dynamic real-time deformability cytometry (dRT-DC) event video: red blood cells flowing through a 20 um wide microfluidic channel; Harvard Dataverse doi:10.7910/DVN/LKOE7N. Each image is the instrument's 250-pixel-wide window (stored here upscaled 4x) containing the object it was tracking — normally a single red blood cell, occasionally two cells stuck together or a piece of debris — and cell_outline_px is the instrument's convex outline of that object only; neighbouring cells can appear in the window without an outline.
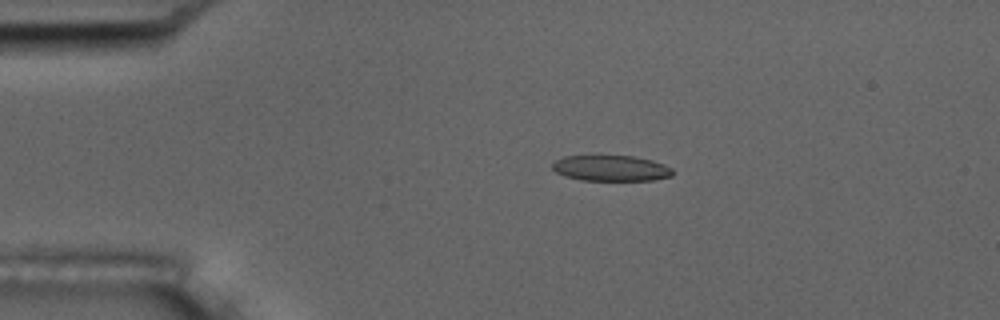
{"species": "common noctule bat (a hibernating species)", "species_latin": "Nyctalus noctula", "temperature_condition": "room temperature", "stored_images_in_passage": 56, "camera_frame_rate_fps": 3000, "um_per_image_px": 0.085, "animal": {"sex": "male", "body_mass_g": 17.5, "forearm_length_mm": 52.3}, "frame": {"image": 1, "passage_image": 12, "time_ms": 3.667, "image_size_px": [1000, 320], "cell_outline_px": [[672, 176], [652, 180], [580, 180], [564, 176], [556, 172], [552, 168], [552, 164], [556, 160], [564, 156], [596, 152], [600, 152], [632, 156], [652, 160], [664, 164], [672, 168]], "centroid_in_image_um": [51.86, 14.23], "position_along_channel_um": 33.1, "area_um2": 19.02}}
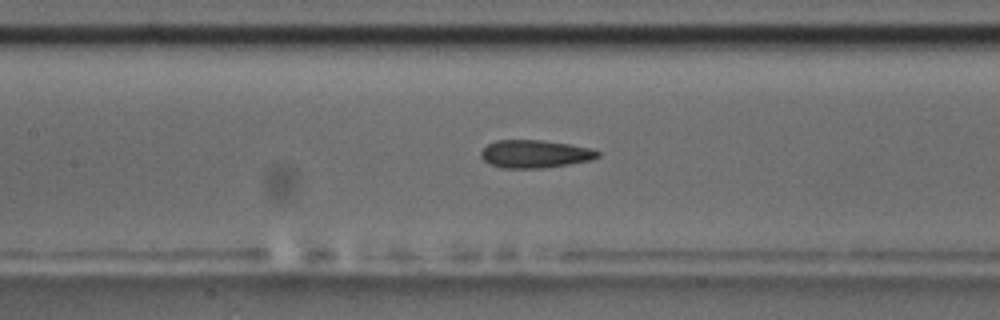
{"frame": {"image": 2, "passage_image": 26, "time_ms": 8.333, "image_size_px": [1000, 320], "cell_outline_px": [[600, 156], [592, 160], [544, 168], [500, 168], [488, 164], [480, 156], [480, 152], [488, 144], [496, 140], [540, 140], [568, 144], [592, 148], [600, 152]], "centroid_in_image_um": [45.46, 13.09], "position_along_channel_um": 161.9, "area_um2": 19.07}, "authors_computed_cell_mechanics": {"area_um2": 19.0162, "velocity_mm_per_s": 3.698, "shape_relaxation_time_tau1_ms": 11.0375, "shape_relaxation_time_tau2_ms": 2.7163, "deformation_change_tau1": 0.2479, "deformation_change_tau2": 0.0944}}